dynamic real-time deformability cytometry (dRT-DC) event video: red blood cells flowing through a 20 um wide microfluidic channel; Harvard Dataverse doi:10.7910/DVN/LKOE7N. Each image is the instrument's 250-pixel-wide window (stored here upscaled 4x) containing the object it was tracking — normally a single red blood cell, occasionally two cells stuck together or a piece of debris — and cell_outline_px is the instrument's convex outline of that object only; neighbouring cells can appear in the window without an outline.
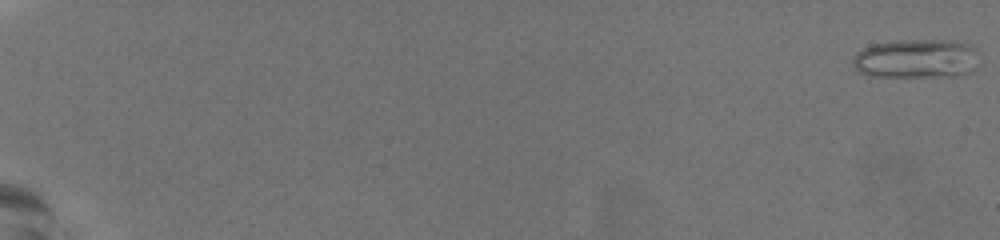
{"species": "common noctule bat (a hibernating species)", "species_latin": "Nyctalus noctula", "temperature_condition": "warm", "stored_images_in_passage": 19, "camera_frame_rate_fps": 3000, "um_per_image_px": 0.085, "animal": {"sex": "female", "body_mass_g": 19.5, "forearm_length_mm": 54.1}, "frame": {"image": 1, "passage_image": 1, "time_ms": 0.0, "image_size_px": [1000, 240], "cell_outline_px": [[980, 52], [972, 72], [956, 76], [872, 76], [860, 72], [852, 64], [852, 60], [856, 52], [872, 44], [896, 40], [952, 40], [968, 44], [976, 48]], "centroid_in_image_um": [77.91, 4.97], "position_along_channel_um": 7.1, "area_um2": 29.02}}